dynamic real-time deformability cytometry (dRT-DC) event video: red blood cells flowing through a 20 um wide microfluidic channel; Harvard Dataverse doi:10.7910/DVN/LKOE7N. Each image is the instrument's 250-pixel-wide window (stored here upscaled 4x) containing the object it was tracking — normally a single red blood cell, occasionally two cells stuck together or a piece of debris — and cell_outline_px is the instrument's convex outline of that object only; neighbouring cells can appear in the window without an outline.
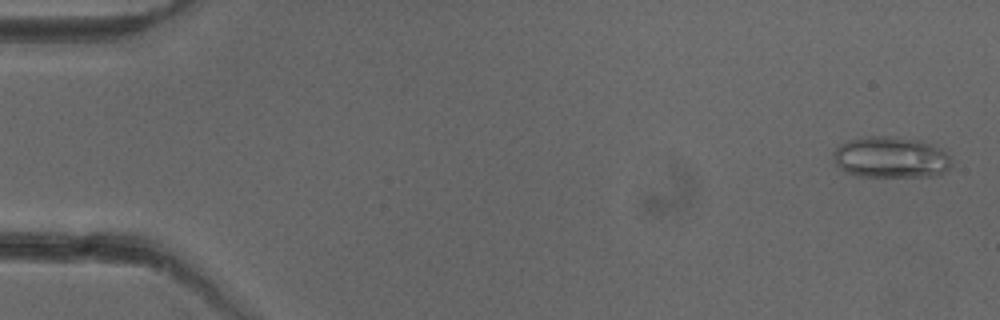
{"species": "common noctule bat (a hibernating species)", "species_latin": "Nyctalus noctula", "temperature_condition": "cold", "stored_images_in_passage": 52, "camera_frame_rate_fps": 3000, "um_per_image_px": 0.085, "animal": {"sex": "female"}, "frame": {"image": 1, "passage_image": 2, "time_ms": 0.333, "image_size_px": [1000, 320], "cell_outline_px": [[952, 164], [944, 172], [936, 176], [856, 176], [844, 172], [836, 164], [832, 152], [840, 144], [848, 140], [868, 136], [892, 136], [920, 140], [940, 148], [952, 156]], "centroid_in_image_um": [75.73, 13.37], "position_along_channel_um": 9.3, "area_um2": 28.67}}
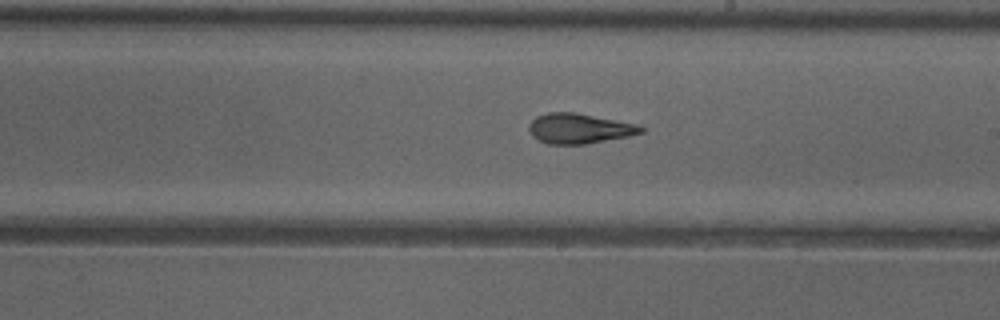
{"frame": {"image": 2, "passage_image": 30, "time_ms": 9.667, "image_size_px": [1000, 320], "cell_outline_px": [[644, 132], [628, 136], [588, 144], [548, 144], [532, 136], [528, 128], [528, 124], [536, 116], [548, 112], [576, 112], [640, 124], [644, 128]], "centroid_in_image_um": [49.26, 10.91], "position_along_channel_um": 239.7, "area_um2": 19.88}}
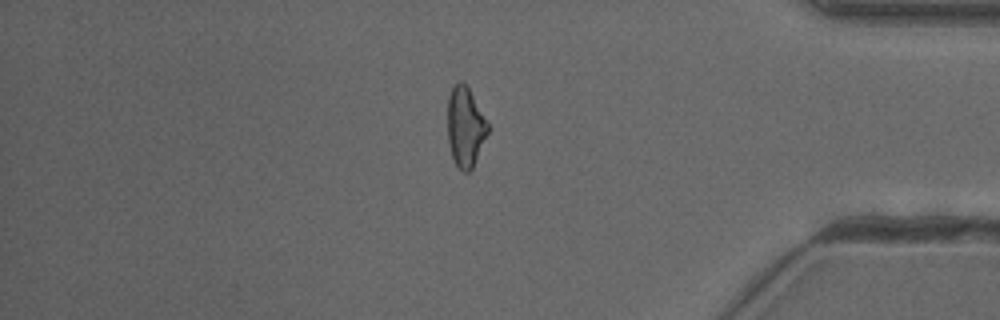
{"frame": {"image": 3, "passage_image": 44, "time_ms": 14.333, "image_size_px": [1000, 320], "cell_outline_px": [[488, 132], [472, 168], [468, 172], [464, 172], [456, 164], [452, 156], [448, 144], [448, 96], [452, 88], [460, 80], [468, 88], [488, 124]], "centroid_in_image_um": [39.53, 10.8], "position_along_channel_um": 395.7, "area_um2": 18.21}, "authors_computed_cell_mechanics": {"area_um2": 20.0566, "velocity_mm_per_s": 3.9824, "shape_relaxation_time_tau1_ms": 5.2711, "shape_relaxation_time_tau2_ms": 1.7459, "deformation_change_tau1": 0.1797, "deformation_change_tau2": 0.1106}}